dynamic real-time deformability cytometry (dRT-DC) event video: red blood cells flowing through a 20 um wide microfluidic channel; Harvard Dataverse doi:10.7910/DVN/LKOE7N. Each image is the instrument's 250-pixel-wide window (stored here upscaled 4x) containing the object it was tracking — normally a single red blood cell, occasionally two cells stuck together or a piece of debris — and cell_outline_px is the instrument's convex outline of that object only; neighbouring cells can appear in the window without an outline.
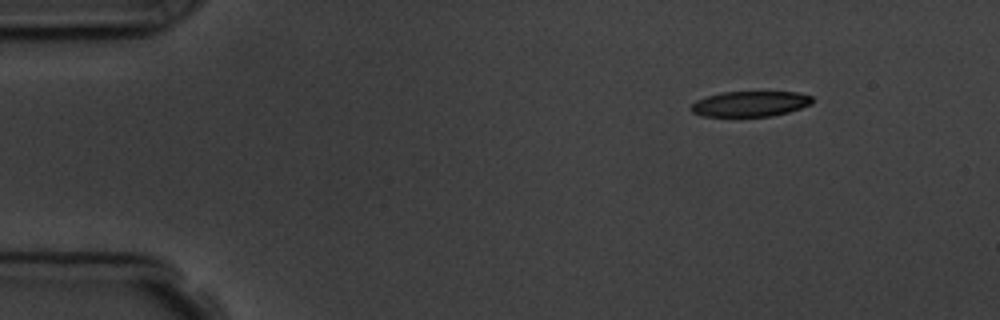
{"species": "common noctule bat (a hibernating species)", "species_latin": "Nyctalus noctula", "temperature_condition": "room temperature", "stored_images_in_passage": 5, "camera_frame_rate_fps": 3000, "um_per_image_px": 0.085, "animal": {"sex": "male", "body_mass_g": 19.5, "forearm_length_mm": 54.6}, "frame": {"image": 1, "passage_image": 1, "time_ms": 0.0, "image_size_px": [1000, 320], "cell_outline_px": [[812, 104], [788, 112], [772, 116], [700, 116], [692, 112], [688, 108], [696, 100], [708, 96], [724, 92], [796, 92], [812, 96]], "centroid_in_image_um": [63.74, 8.83], "position_along_channel_um": 21.3, "area_um2": 17.92}}
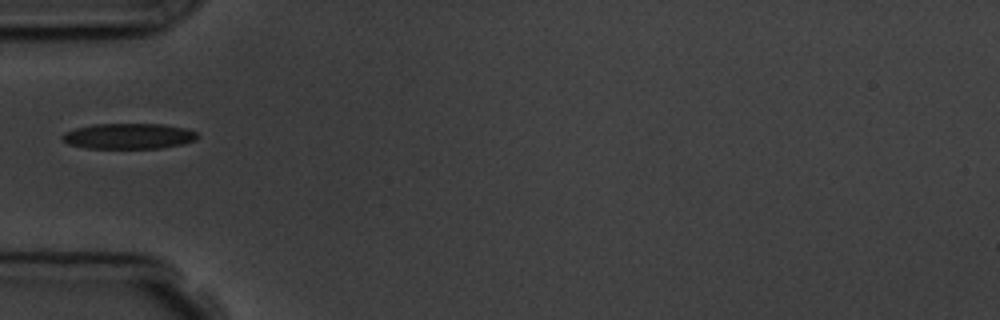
{"frame": {"image": 2, "passage_image": 4, "time_ms": 3.667, "image_size_px": [1000, 320], "cell_outline_px": [[200, 136], [196, 140], [184, 144], [160, 148], [88, 148], [68, 144], [60, 140], [60, 136], [64, 132], [76, 128], [92, 124], [164, 124], [188, 128], [196, 132]], "centroid_in_image_um": [10.95, 11.57], "position_along_channel_um": 74.1, "area_um2": 20.46}}